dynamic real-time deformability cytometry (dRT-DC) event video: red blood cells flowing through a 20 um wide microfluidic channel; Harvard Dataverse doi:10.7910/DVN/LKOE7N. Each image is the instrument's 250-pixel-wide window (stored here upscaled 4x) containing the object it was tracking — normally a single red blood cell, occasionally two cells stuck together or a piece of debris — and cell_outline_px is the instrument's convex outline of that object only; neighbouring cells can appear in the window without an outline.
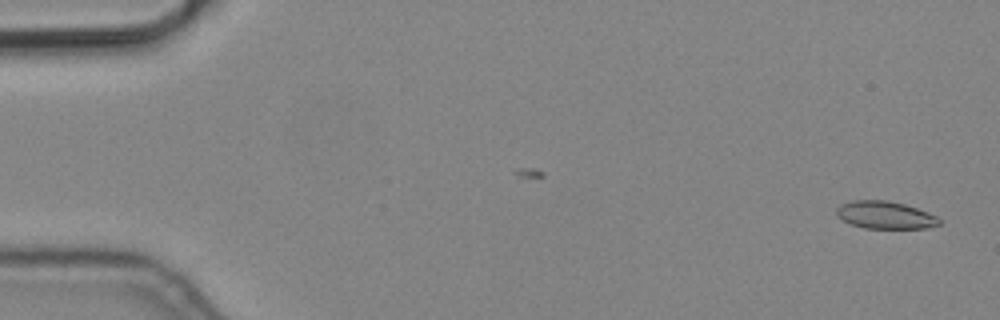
{"species": "common noctule bat (a hibernating species)", "species_latin": "Nyctalus noctula", "temperature_condition": "cold", "stored_images_in_passage": 2, "camera_frame_rate_fps": 3000, "um_per_image_px": 0.085, "animal": {"sex": "male", "body_mass_g": 19.2, "forearm_length_mm": 51.8}, "frame": {"image": 1, "passage_image": 2, "time_ms": 0.333, "image_size_px": [1000, 320], "cell_outline_px": [[940, 224], [928, 228], [864, 228], [852, 224], [836, 216], [836, 208], [840, 204], [852, 200], [888, 200], [904, 204], [928, 212], [936, 216], [940, 220]], "centroid_in_image_um": [75.22, 18.27], "position_along_channel_um": 9.8, "area_um2": 16.47}}